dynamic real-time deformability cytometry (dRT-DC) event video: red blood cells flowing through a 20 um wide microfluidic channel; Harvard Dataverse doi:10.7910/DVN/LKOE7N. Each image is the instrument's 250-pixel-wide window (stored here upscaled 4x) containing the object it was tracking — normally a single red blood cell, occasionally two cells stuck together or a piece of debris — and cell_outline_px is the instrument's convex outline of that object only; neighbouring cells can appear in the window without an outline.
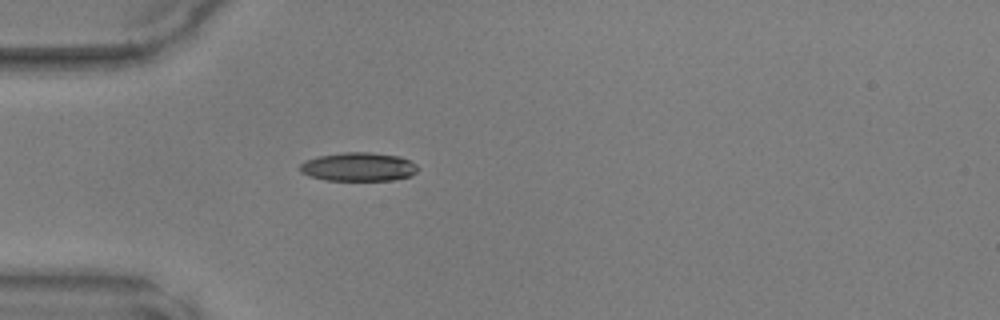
{"species": "common noctule bat (a hibernating species)", "species_latin": "Nyctalus noctula", "temperature_condition": "warm", "stored_images_in_passage": 48, "camera_frame_rate_fps": 3000, "um_per_image_px": 0.085, "animal": {"sex": "male", "body_mass_g": 17.9, "forearm_length_mm": 54.2}, "frame": {"image": 1, "passage_image": 14, "time_ms": 4.333, "image_size_px": [1000, 320], "cell_outline_px": [[416, 172], [412, 176], [392, 180], [328, 180], [308, 176], [300, 172], [300, 164], [304, 160], [316, 156], [344, 152], [368, 152], [400, 156], [416, 164]], "centroid_in_image_um": [30.43, 14.18], "position_along_channel_um": 54.6, "area_um2": 19.77}}
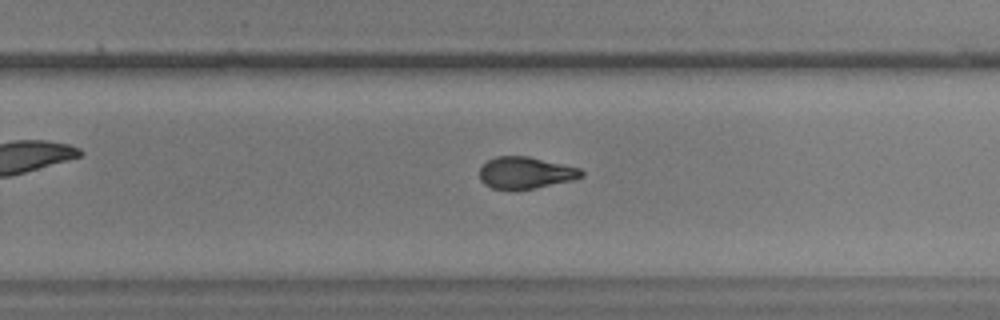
{"frame": {"image": 2, "passage_image": 31, "time_ms": 10.0, "image_size_px": [1000, 320], "cell_outline_px": [[584, 176], [576, 180], [536, 188], [492, 188], [484, 184], [480, 180], [480, 168], [488, 160], [496, 156], [528, 156], [580, 168], [584, 172]], "centroid_in_image_um": [44.72, 14.67], "position_along_channel_um": 285.1, "area_um2": 18.79}}
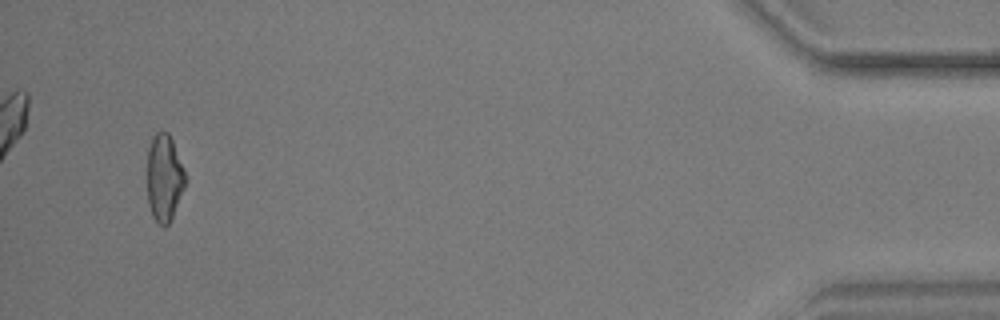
{"frame": {"image": 3, "passage_image": 46, "time_ms": 15.0, "image_size_px": [1000, 320], "cell_outline_px": [[188, 176], [184, 188], [172, 220], [164, 228], [152, 216], [148, 204], [148, 148], [152, 136], [156, 132], [168, 132], [172, 140]], "centroid_in_image_um": [13.99, 15.13], "position_along_channel_um": 421.2, "area_um2": 19.59}}